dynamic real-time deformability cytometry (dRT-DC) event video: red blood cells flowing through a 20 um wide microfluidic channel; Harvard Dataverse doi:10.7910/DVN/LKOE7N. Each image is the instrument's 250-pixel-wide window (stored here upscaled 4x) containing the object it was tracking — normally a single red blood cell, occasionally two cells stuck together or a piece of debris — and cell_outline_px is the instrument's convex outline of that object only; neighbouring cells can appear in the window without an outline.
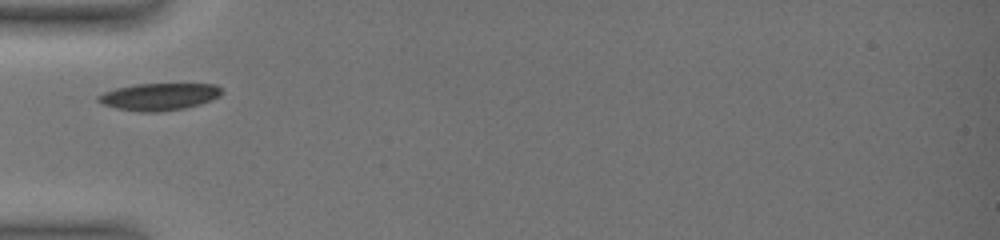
{"species": "common noctule bat (a hibernating species)", "species_latin": "Nyctalus noctula", "temperature_condition": "warm", "stored_images_in_passage": 21, "camera_frame_rate_fps": 3000, "um_per_image_px": 0.085, "animal": {"sex": "female", "body_mass_g": 19.0, "forearm_length_mm": 51.5}, "frame": {"image": 1, "passage_image": 1, "time_ms": 0.0, "image_size_px": [1000, 240], "cell_outline_px": [[224, 92], [220, 96], [212, 100], [200, 104], [184, 108], [160, 112], [140, 112], [116, 108], [100, 104], [96, 100], [96, 96], [104, 92], [116, 88], [136, 84], [216, 84]], "centroid_in_image_um": [13.51, 8.22], "position_along_channel_um": 71.5, "area_um2": 19.71}}
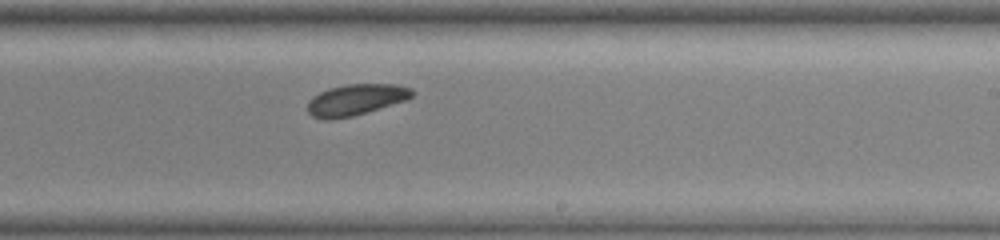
{"frame": {"image": 2, "passage_image": 14, "time_ms": 5.333, "image_size_px": [1000, 240], "cell_outline_px": [[416, 92], [408, 100], [352, 116], [328, 120], [312, 116], [308, 112], [308, 100], [312, 96], [328, 88], [348, 84], [396, 84], [412, 88]], "centroid_in_image_um": [30.27, 8.46], "position_along_channel_um": 258.7, "area_um2": 19.07}}
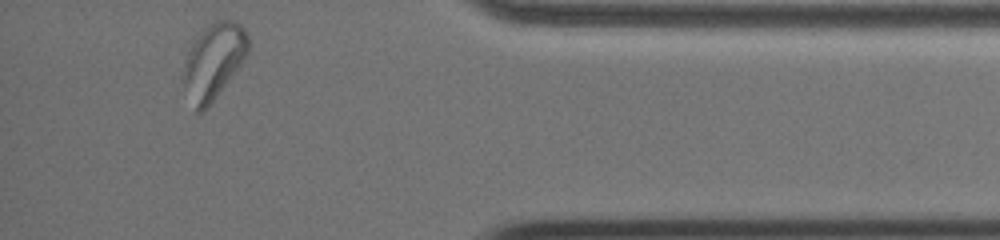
{"frame": {"image": 3, "passage_image": 21, "time_ms": 10.333, "image_size_px": [1000, 240], "cell_outline_px": [[248, 52], [244, 60], [212, 100], [200, 112], [196, 112], [184, 88], [180, 76], [184, 60], [196, 36], [208, 24], [216, 20], [236, 20], [244, 28], [248, 36]], "centroid_in_image_um": [18.12, 5.15], "position_along_channel_um": 417.1, "area_um2": 28.38}}